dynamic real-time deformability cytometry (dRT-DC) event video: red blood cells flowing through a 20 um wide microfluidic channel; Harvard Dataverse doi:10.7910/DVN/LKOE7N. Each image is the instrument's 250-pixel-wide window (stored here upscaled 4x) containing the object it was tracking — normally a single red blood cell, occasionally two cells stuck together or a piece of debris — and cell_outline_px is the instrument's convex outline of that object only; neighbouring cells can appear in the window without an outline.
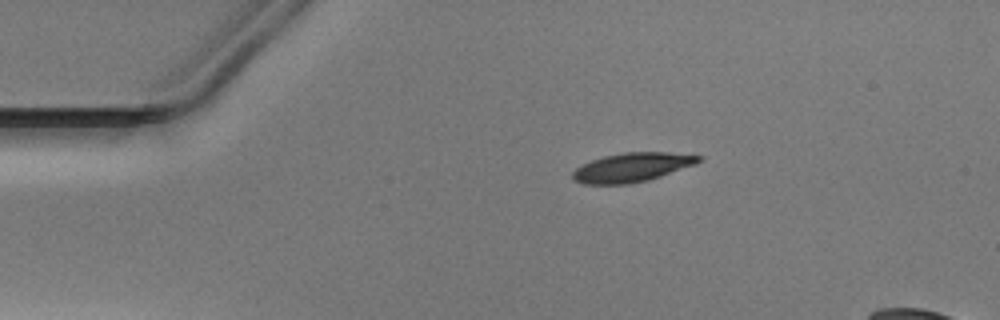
{"species": "Egyptian fruit bat (a non-hibernating species)", "species_latin": "Rousettus aegyptiacus", "temperature_condition": "warm", "stored_images_in_passage": 40, "camera_frame_rate_fps": 3000, "um_per_image_px": 0.085, "animal": {"sex": "male"}, "frame": {"image": 1, "passage_image": 1, "time_ms": 0.0, "image_size_px": [1000, 320], "cell_outline_px": [[704, 156], [696, 164], [648, 180], [628, 184], [584, 184], [572, 180], [572, 172], [576, 168], [592, 160], [604, 156], [624, 152], [668, 152]], "centroid_in_image_um": [53.71, 14.22], "position_along_channel_um": 31.3, "area_um2": 21.27}}
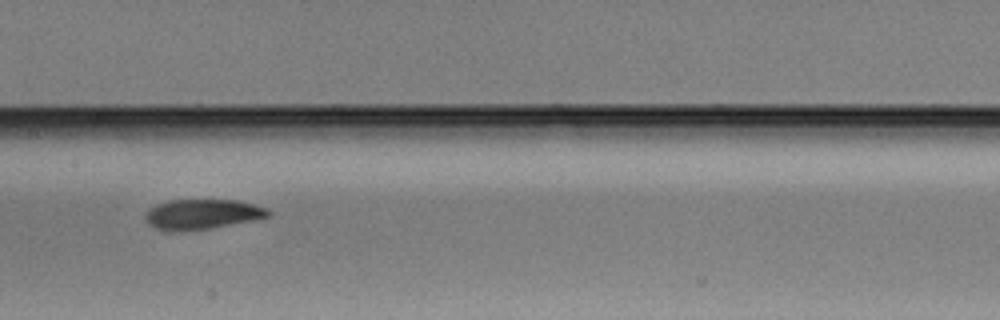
{"frame": {"image": 2, "passage_image": 17, "time_ms": 5.333, "image_size_px": [1000, 320], "cell_outline_px": [[272, 216], [256, 220], [212, 228], [172, 232], [168, 232], [156, 228], [148, 224], [144, 220], [144, 216], [156, 204], [168, 200], [236, 200], [268, 208], [272, 212]], "centroid_in_image_um": [17.21, 18.22], "position_along_channel_um": 190.2, "area_um2": 21.79}}
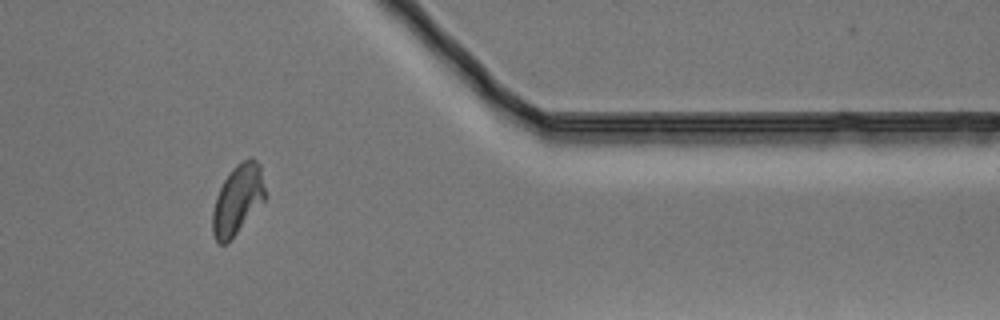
{"frame": {"image": 3, "passage_image": 34, "time_ms": 11.0, "image_size_px": [1000, 320], "cell_outline_px": [[268, 196], [228, 244], [216, 244], [212, 232], [212, 212], [216, 196], [224, 180], [232, 168], [236, 164], [248, 156], [252, 156], [260, 164]], "centroid_in_image_um": [20.22, 16.96], "position_along_channel_um": 391.2, "area_um2": 21.96}}